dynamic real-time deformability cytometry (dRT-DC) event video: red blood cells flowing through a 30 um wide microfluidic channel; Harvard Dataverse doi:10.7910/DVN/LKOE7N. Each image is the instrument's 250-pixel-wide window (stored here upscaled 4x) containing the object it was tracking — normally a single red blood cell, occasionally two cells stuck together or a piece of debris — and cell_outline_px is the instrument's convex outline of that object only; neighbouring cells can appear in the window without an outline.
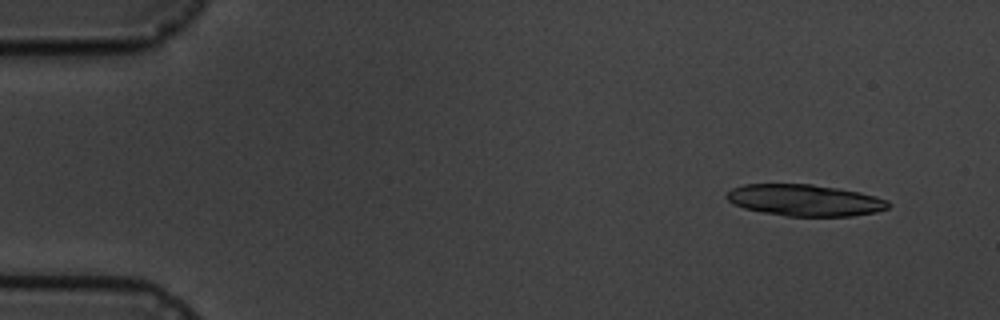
{"species": "common noctule bat (a hibernating species)", "species_latin": "Nyctalus noctula", "temperature_condition": "cold", "stored_images_in_passage": 5, "camera_frame_rate_fps": 3000, "um_per_image_px": 0.085, "animal": {"sex": "male", "body_mass_g": 19.5, "forearm_length_mm": 54.6}, "frame": {"image": 1, "passage_image": 1, "time_ms": 0.0, "image_size_px": [1000, 320], "cell_outline_px": [[892, 204], [888, 208], [876, 212], [852, 216], [788, 216], [764, 212], [744, 208], [732, 204], [724, 196], [732, 188], [744, 184], [812, 184], [860, 192], [876, 196], [888, 200]], "centroid_in_image_um": [68.42, 17.02], "position_along_channel_um": 16.6, "area_um2": 29.77}}
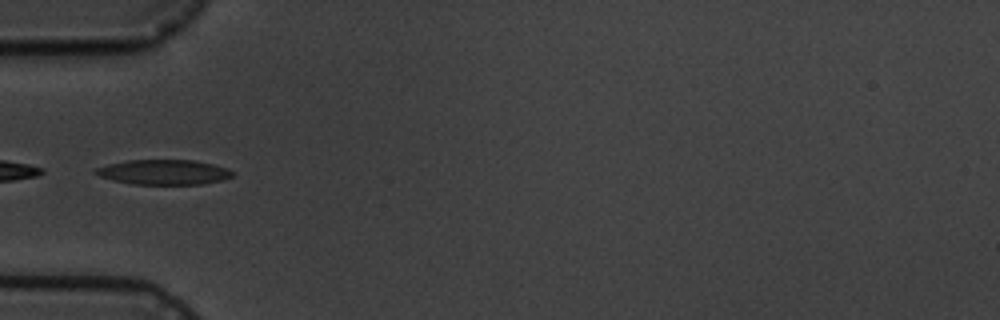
{"frame": {"image": 2, "passage_image": 5, "time_ms": 4.667, "image_size_px": [1000, 320], "cell_outline_px": [[236, 172], [232, 176], [220, 180], [200, 184], [132, 184], [112, 180], [100, 176], [92, 172], [96, 168], [108, 164], [128, 160], [196, 160], [228, 168]], "centroid_in_image_um": [13.92, 14.62], "position_along_channel_um": 71.1, "area_um2": 19.88}}